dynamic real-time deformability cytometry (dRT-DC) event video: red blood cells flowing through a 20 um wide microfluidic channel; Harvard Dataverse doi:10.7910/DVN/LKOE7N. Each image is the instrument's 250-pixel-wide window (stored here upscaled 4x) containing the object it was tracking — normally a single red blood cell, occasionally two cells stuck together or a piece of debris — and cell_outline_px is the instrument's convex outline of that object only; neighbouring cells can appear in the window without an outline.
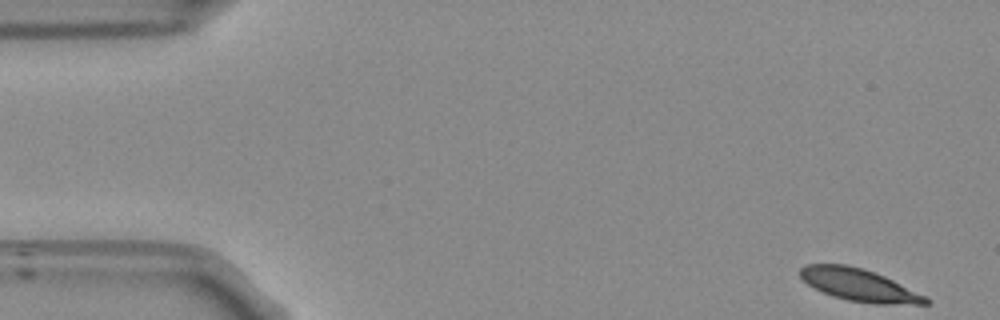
{"species": "Egyptian fruit bat (a non-hibernating species)", "species_latin": "Rousettus aegyptiacus", "temperature_condition": "room temperature", "stored_images_in_passage": 53, "camera_frame_rate_fps": 3000, "um_per_image_px": 0.085, "frame": {"image": 1, "passage_image": 1, "time_ms": 0.0, "image_size_px": [1000, 320], "cell_outline_px": [[928, 304], [876, 304], [848, 300], [832, 296], [812, 288], [800, 276], [800, 268], [804, 264], [848, 264], [864, 268], [884, 276], [924, 296], [928, 300]], "centroid_in_image_um": [72.94, 24.21], "position_along_channel_um": 12.1, "area_um2": 23.47}}
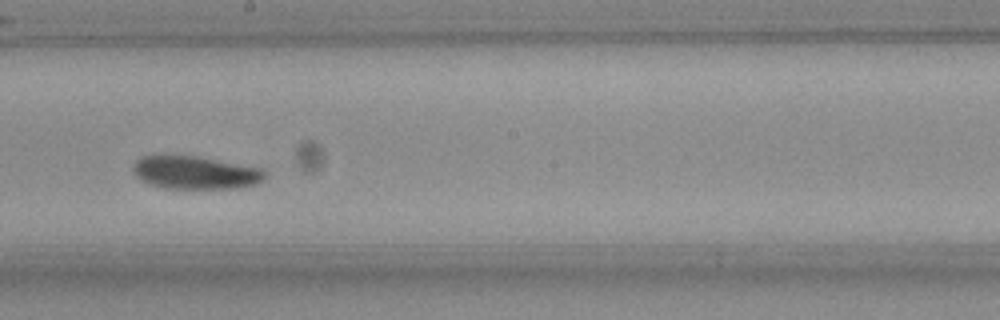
{"frame": {"image": 2, "passage_image": 28, "time_ms": 9.0, "image_size_px": [1000, 320], "cell_outline_px": [[264, 176], [256, 184], [236, 188], [164, 188], [148, 184], [140, 180], [136, 176], [132, 168], [136, 160], [140, 156], [196, 156], [260, 168], [264, 172]], "centroid_in_image_um": [16.53, 14.68], "position_along_channel_um": 231.7, "area_um2": 24.97}}
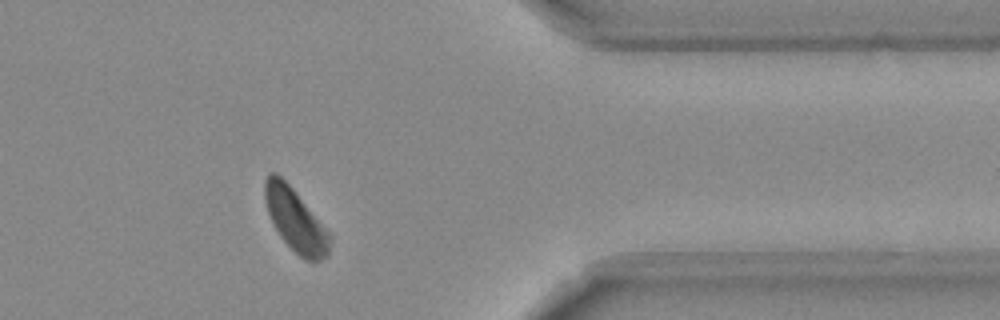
{"frame": {"image": 3, "passage_image": 42, "time_ms": 13.667, "image_size_px": [1000, 320], "cell_outline_px": [[332, 240], [328, 256], [320, 260], [304, 260], [280, 236], [272, 224], [264, 200], [264, 180], [268, 172], [276, 172], [292, 188], [332, 236]], "centroid_in_image_um": [25.1, 18.7], "position_along_channel_um": 386.3, "area_um2": 23.58}, "authors_computed_cell_mechanics": {"area_um2": 24.9696, "velocity_mm_per_s": 3.7379, "shape_relaxation_time_tau1_ms": 2.4235, "shape_relaxation_time_tau2_ms": null, "deformation_change_tau1": 0.0896, "deformation_change_tau2": null}}